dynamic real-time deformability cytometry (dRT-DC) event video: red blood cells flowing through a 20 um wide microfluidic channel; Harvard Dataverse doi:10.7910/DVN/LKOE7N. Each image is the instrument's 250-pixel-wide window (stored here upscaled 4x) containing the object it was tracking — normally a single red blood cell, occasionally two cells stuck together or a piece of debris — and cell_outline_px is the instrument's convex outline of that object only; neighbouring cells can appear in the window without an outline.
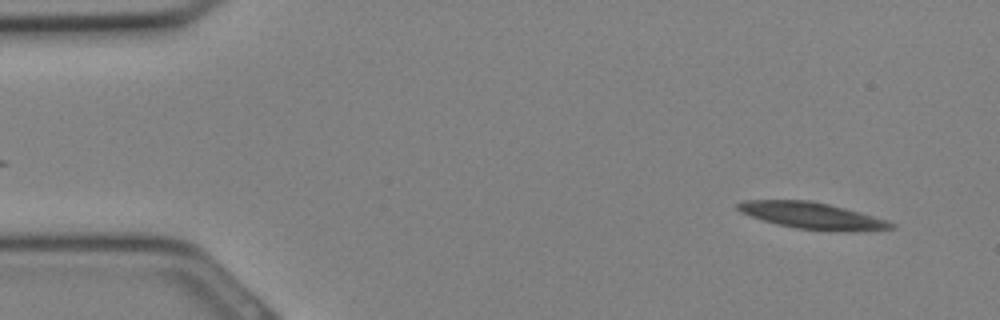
{"species": "Egyptian fruit bat (a non-hibernating species)", "species_latin": "Rousettus aegyptiacus", "temperature_condition": "cold", "stored_images_in_passage": 31, "camera_frame_rate_fps": 3000, "um_per_image_px": 0.085, "animal": {"sex": "female"}, "frame": {"image": 1, "passage_image": 2, "time_ms": 0.333, "image_size_px": [1000, 320], "cell_outline_px": [[896, 228], [796, 228], [776, 224], [740, 212], [736, 208], [736, 204], [744, 200], [812, 200], [860, 212], [888, 220], [896, 224]], "centroid_in_image_um": [68.87, 18.25], "position_along_channel_um": 16.1, "area_um2": 22.25}}
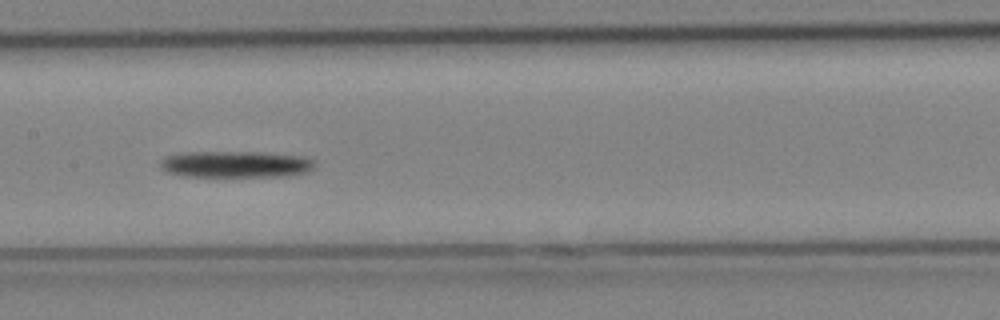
{"frame": {"image": 2, "passage_image": 15, "time_ms": 4.667, "image_size_px": [1000, 320], "cell_outline_px": [[316, 164], [308, 172], [288, 176], [180, 176], [168, 172], [160, 164], [160, 160], [168, 156], [184, 152], [264, 152], [304, 156], [316, 160]], "centroid_in_image_um": [20.11, 13.96], "position_along_channel_um": 187.3, "area_um2": 23.99}}
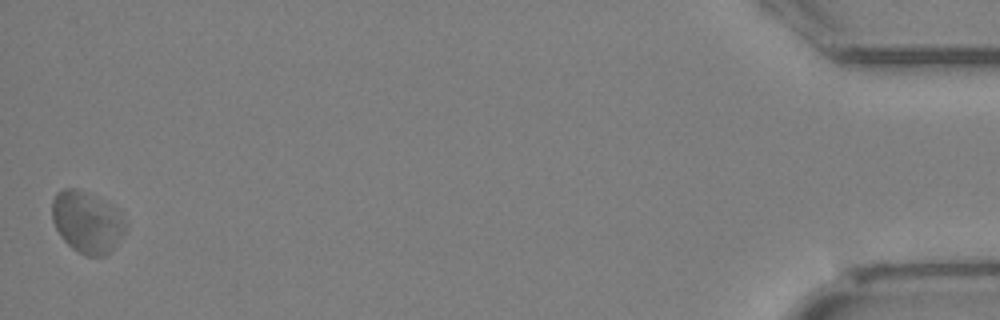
{"frame": {"image": 3, "passage_image": 31, "time_ms": 10.0, "image_size_px": [1000, 320], "cell_outline_px": [[128, 228], [120, 240], [104, 256], [88, 256], [72, 248], [64, 240], [56, 228], [52, 220], [52, 200], [56, 192], [64, 188], [76, 188], [112, 208]], "centroid_in_image_um": [7.33, 18.91], "position_along_channel_um": 427.9, "area_um2": 25.37}}